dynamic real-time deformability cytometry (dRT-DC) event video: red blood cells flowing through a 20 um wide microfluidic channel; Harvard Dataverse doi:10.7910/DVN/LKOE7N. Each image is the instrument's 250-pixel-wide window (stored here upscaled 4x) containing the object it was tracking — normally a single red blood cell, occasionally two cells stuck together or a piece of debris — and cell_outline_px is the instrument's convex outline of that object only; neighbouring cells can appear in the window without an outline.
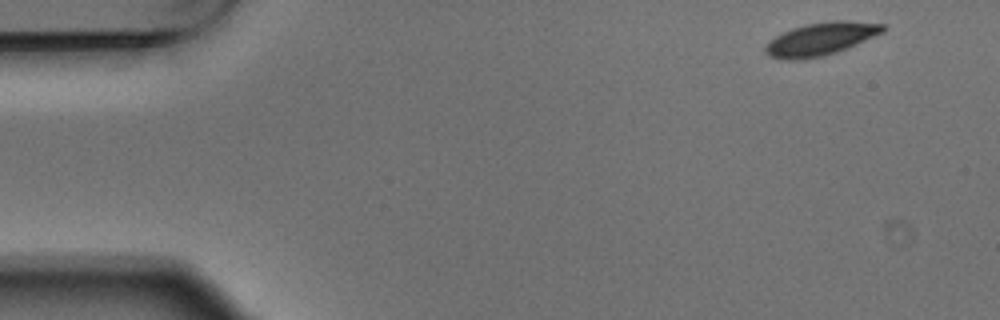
{"species": "Egyptian fruit bat (a non-hibernating species)", "species_latin": "Rousettus aegyptiacus", "temperature_condition": "warm", "stored_images_in_passage": 6, "segment_of_instrument_passage": [2, 2], "camera_frame_rate_fps": 3000, "um_per_image_px": 0.085, "animal": {"sex": "male"}, "frame": {"image": 1, "passage_image": 6, "time_ms": 1.667, "image_size_px": [1000, 320], "cell_outline_px": [[884, 32], [836, 52], [804, 60], [788, 60], [768, 56], [764, 52], [764, 48], [768, 40], [792, 28], [804, 24], [832, 20], [848, 20], [884, 24]], "centroid_in_image_um": [69.72, 3.3], "position_along_channel_um": 15.3, "area_um2": 22.48}}